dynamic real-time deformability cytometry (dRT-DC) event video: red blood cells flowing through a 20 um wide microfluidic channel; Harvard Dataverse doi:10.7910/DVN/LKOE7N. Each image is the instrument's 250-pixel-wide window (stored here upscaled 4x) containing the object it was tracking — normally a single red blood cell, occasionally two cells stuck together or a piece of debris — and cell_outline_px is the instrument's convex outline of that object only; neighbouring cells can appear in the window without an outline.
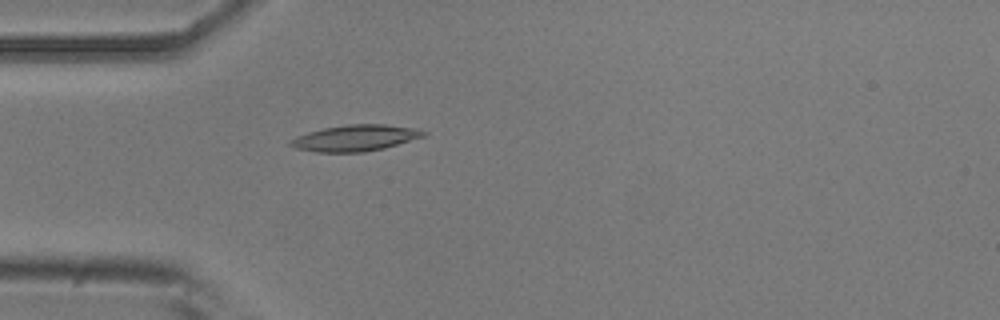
{"species": "common noctule bat (a hibernating species)", "species_latin": "Nyctalus noctula", "temperature_condition": "room temperature", "stored_images_in_passage": 28, "camera_frame_rate_fps": 3000, "um_per_image_px": 0.085, "animal": {"sex": "male", "body_mass_g": 20.5, "forearm_length_mm": 52.5}, "frame": {"image": 1, "passage_image": 6, "time_ms": 1.667, "image_size_px": [1000, 320], "cell_outline_px": [[428, 132], [424, 136], [384, 148], [364, 152], [316, 152], [296, 148], [288, 144], [288, 140], [296, 136], [308, 132], [324, 128], [348, 124], [384, 124], [412, 128]], "centroid_in_image_um": [30.15, 11.73], "position_along_channel_um": 54.9, "area_um2": 20.17}}
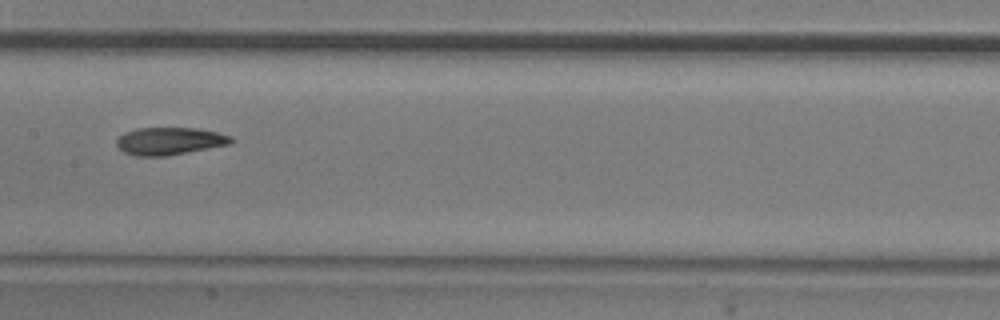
{"frame": {"image": 2, "passage_image": 17, "time_ms": 5.333, "image_size_px": [1000, 320], "cell_outline_px": [[236, 140], [232, 144], [164, 156], [136, 156], [124, 152], [116, 144], [116, 140], [124, 132], [136, 128], [196, 128], [216, 132], [232, 136]], "centroid_in_image_um": [14.44, 11.98], "position_along_channel_um": 193.0, "area_um2": 18.38}}
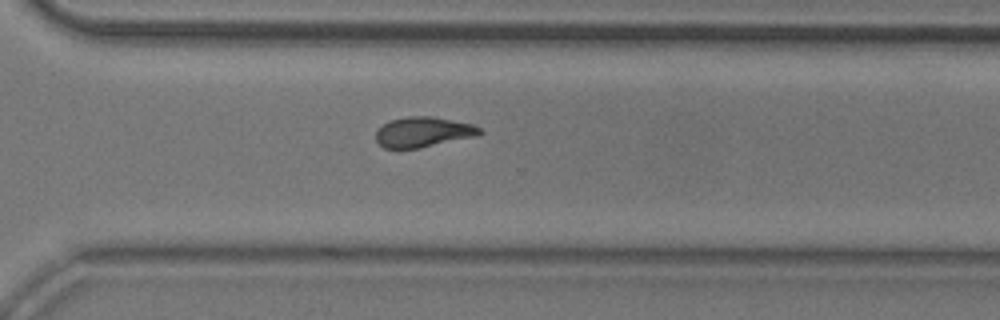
{"frame": {"image": 3, "passage_image": 28, "time_ms": 9.0, "image_size_px": [1000, 320], "cell_outline_px": [[484, 132], [480, 136], [420, 148], [384, 148], [376, 140], [376, 132], [384, 124], [392, 120], [408, 116], [428, 116], [452, 120], [472, 124], [480, 128]], "centroid_in_image_um": [36.03, 11.23], "position_along_channel_um": 334.6, "area_um2": 18.26}}